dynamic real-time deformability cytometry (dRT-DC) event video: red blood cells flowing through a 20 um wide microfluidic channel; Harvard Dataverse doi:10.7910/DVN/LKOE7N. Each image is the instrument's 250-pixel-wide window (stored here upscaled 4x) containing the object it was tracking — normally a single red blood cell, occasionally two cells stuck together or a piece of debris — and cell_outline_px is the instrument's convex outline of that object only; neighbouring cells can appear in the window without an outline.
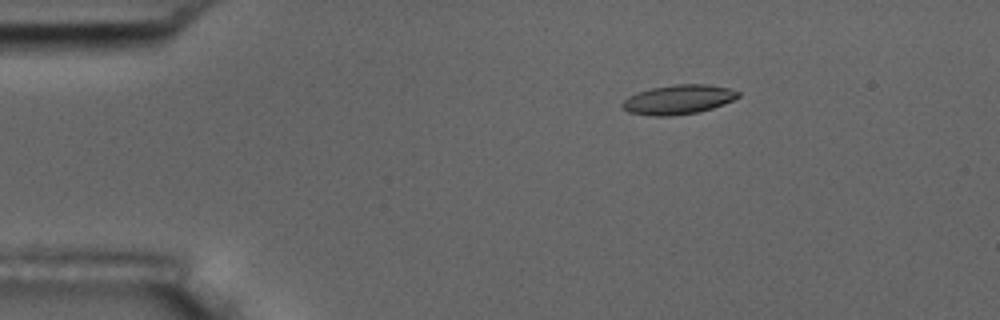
{"species": "common noctule bat (a hibernating species)", "species_latin": "Nyctalus noctula", "temperature_condition": "room temperature", "stored_images_in_passage": 4, "camera_frame_rate_fps": 3000, "um_per_image_px": 0.085, "animal": {"sex": "male", "body_mass_g": 17.5, "forearm_length_mm": 52.3}, "frame": {"image": 1, "passage_image": 2, "time_ms": 0.333, "image_size_px": [1000, 320], "cell_outline_px": [[740, 96], [724, 104], [712, 108], [696, 112], [672, 116], [656, 116], [628, 112], [620, 104], [628, 96], [652, 88], [676, 84], [708, 84], [728, 88], [740, 92]], "centroid_in_image_um": [57.67, 8.46], "position_along_channel_um": 27.3, "area_um2": 19.65}}